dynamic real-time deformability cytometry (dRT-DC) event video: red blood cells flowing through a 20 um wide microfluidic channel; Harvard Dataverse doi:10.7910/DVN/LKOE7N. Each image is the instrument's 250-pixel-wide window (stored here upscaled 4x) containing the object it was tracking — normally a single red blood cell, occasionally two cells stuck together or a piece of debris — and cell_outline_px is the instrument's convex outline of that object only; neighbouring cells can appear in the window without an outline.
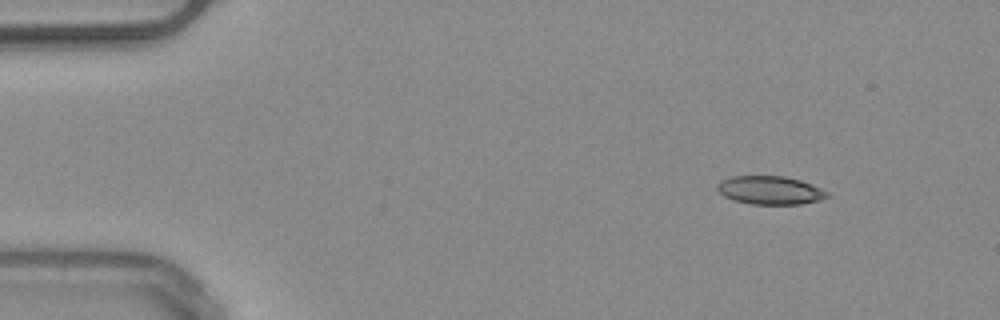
{"species": "common noctule bat (a hibernating species)", "species_latin": "Nyctalus noctula", "temperature_condition": "warm", "stored_images_in_passage": 6, "camera_frame_rate_fps": 3000, "um_per_image_px": 0.085, "animal": {"sex": "male", "body_mass_g": 20.4}, "frame": {"image": 1, "passage_image": 1, "time_ms": 0.0, "image_size_px": [1000, 320], "cell_outline_px": [[828, 196], [820, 200], [800, 204], [752, 204], [732, 200], [724, 196], [716, 188], [716, 184], [720, 180], [732, 176], [784, 176], [800, 180], [820, 188], [828, 192]], "centroid_in_image_um": [65.41, 16.17], "position_along_channel_um": 19.6, "area_um2": 18.15}}
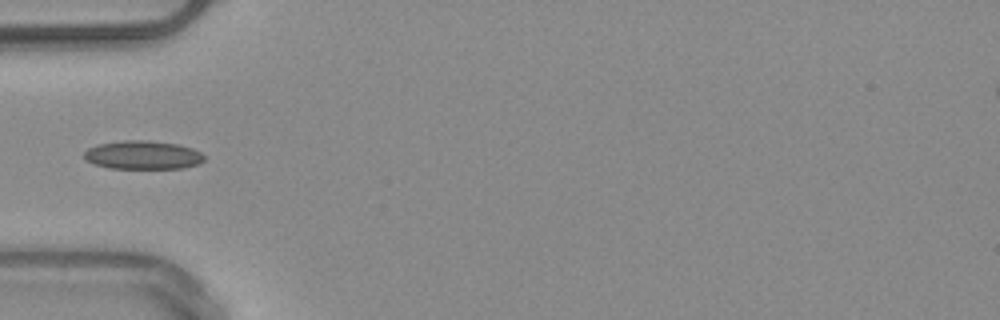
{"frame": {"image": 2, "passage_image": 4, "time_ms": 3.667, "image_size_px": [1000, 320], "cell_outline_px": [[204, 160], [200, 164], [184, 168], [108, 168], [84, 160], [84, 152], [88, 148], [96, 144], [124, 140], [148, 140], [180, 144], [192, 148], [200, 152], [204, 156]], "centroid_in_image_um": [12.14, 13.17], "position_along_channel_um": 72.9, "area_um2": 20.17}}